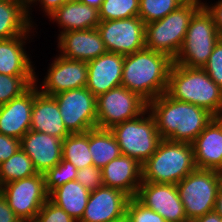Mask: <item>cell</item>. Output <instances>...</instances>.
I'll use <instances>...</instances> for the list:
<instances>
[{
  "instance_id": "f1b7e54d",
  "label": "cell",
  "mask_w": 222,
  "mask_h": 222,
  "mask_svg": "<svg viewBox=\"0 0 222 222\" xmlns=\"http://www.w3.org/2000/svg\"><path fill=\"white\" fill-rule=\"evenodd\" d=\"M37 173L33 161L20 147L14 155L0 164V187L8 182L28 178Z\"/></svg>"
},
{
  "instance_id": "d4e9b609",
  "label": "cell",
  "mask_w": 222,
  "mask_h": 222,
  "mask_svg": "<svg viewBox=\"0 0 222 222\" xmlns=\"http://www.w3.org/2000/svg\"><path fill=\"white\" fill-rule=\"evenodd\" d=\"M39 34L28 18V0H0V39Z\"/></svg>"
},
{
  "instance_id": "7c38bea8",
  "label": "cell",
  "mask_w": 222,
  "mask_h": 222,
  "mask_svg": "<svg viewBox=\"0 0 222 222\" xmlns=\"http://www.w3.org/2000/svg\"><path fill=\"white\" fill-rule=\"evenodd\" d=\"M50 60L45 76L40 78L42 81L39 79V73L36 72L35 84L42 94L54 96L63 91L86 87L87 62L61 57L59 54L53 55Z\"/></svg>"
},
{
  "instance_id": "d6a6232c",
  "label": "cell",
  "mask_w": 222,
  "mask_h": 222,
  "mask_svg": "<svg viewBox=\"0 0 222 222\" xmlns=\"http://www.w3.org/2000/svg\"><path fill=\"white\" fill-rule=\"evenodd\" d=\"M77 171L76 166L63 158L56 166L48 169L44 173L45 188L48 194L59 186L64 185L69 181L76 180Z\"/></svg>"
},
{
  "instance_id": "f546056e",
  "label": "cell",
  "mask_w": 222,
  "mask_h": 222,
  "mask_svg": "<svg viewBox=\"0 0 222 222\" xmlns=\"http://www.w3.org/2000/svg\"><path fill=\"white\" fill-rule=\"evenodd\" d=\"M98 11L100 21L137 17L139 0H103Z\"/></svg>"
},
{
  "instance_id": "f35d334b",
  "label": "cell",
  "mask_w": 222,
  "mask_h": 222,
  "mask_svg": "<svg viewBox=\"0 0 222 222\" xmlns=\"http://www.w3.org/2000/svg\"><path fill=\"white\" fill-rule=\"evenodd\" d=\"M19 148V139L0 133V164L14 155Z\"/></svg>"
},
{
  "instance_id": "5bb4252c",
  "label": "cell",
  "mask_w": 222,
  "mask_h": 222,
  "mask_svg": "<svg viewBox=\"0 0 222 222\" xmlns=\"http://www.w3.org/2000/svg\"><path fill=\"white\" fill-rule=\"evenodd\" d=\"M135 198L145 207L160 214L166 222H190L176 184L142 181Z\"/></svg>"
},
{
  "instance_id": "ee69618b",
  "label": "cell",
  "mask_w": 222,
  "mask_h": 222,
  "mask_svg": "<svg viewBox=\"0 0 222 222\" xmlns=\"http://www.w3.org/2000/svg\"><path fill=\"white\" fill-rule=\"evenodd\" d=\"M79 2H82L88 6L95 7L99 9L101 7V4L103 3V0H77Z\"/></svg>"
},
{
  "instance_id": "4316f807",
  "label": "cell",
  "mask_w": 222,
  "mask_h": 222,
  "mask_svg": "<svg viewBox=\"0 0 222 222\" xmlns=\"http://www.w3.org/2000/svg\"><path fill=\"white\" fill-rule=\"evenodd\" d=\"M89 151L92 155L93 165L101 169L122 155L112 131L97 127L89 130Z\"/></svg>"
},
{
  "instance_id": "603a6c76",
  "label": "cell",
  "mask_w": 222,
  "mask_h": 222,
  "mask_svg": "<svg viewBox=\"0 0 222 222\" xmlns=\"http://www.w3.org/2000/svg\"><path fill=\"white\" fill-rule=\"evenodd\" d=\"M46 19L59 28L56 38L64 32L97 28L100 23L98 9L77 0L65 2Z\"/></svg>"
},
{
  "instance_id": "d590c367",
  "label": "cell",
  "mask_w": 222,
  "mask_h": 222,
  "mask_svg": "<svg viewBox=\"0 0 222 222\" xmlns=\"http://www.w3.org/2000/svg\"><path fill=\"white\" fill-rule=\"evenodd\" d=\"M203 69L222 89V38L216 43L209 60L204 65Z\"/></svg>"
},
{
  "instance_id": "74e56055",
  "label": "cell",
  "mask_w": 222,
  "mask_h": 222,
  "mask_svg": "<svg viewBox=\"0 0 222 222\" xmlns=\"http://www.w3.org/2000/svg\"><path fill=\"white\" fill-rule=\"evenodd\" d=\"M76 181L90 192L102 187L103 178L101 168L92 165L79 169L77 171Z\"/></svg>"
},
{
  "instance_id": "8992f818",
  "label": "cell",
  "mask_w": 222,
  "mask_h": 222,
  "mask_svg": "<svg viewBox=\"0 0 222 222\" xmlns=\"http://www.w3.org/2000/svg\"><path fill=\"white\" fill-rule=\"evenodd\" d=\"M220 38L212 14L202 5L193 14L182 47L173 63L203 68Z\"/></svg>"
},
{
  "instance_id": "2e32d148",
  "label": "cell",
  "mask_w": 222,
  "mask_h": 222,
  "mask_svg": "<svg viewBox=\"0 0 222 222\" xmlns=\"http://www.w3.org/2000/svg\"><path fill=\"white\" fill-rule=\"evenodd\" d=\"M38 35L22 34L10 39H0V74L36 76L37 65L32 60L34 56L29 53V44L32 45L31 42H35L34 38Z\"/></svg>"
},
{
  "instance_id": "9a60e30c",
  "label": "cell",
  "mask_w": 222,
  "mask_h": 222,
  "mask_svg": "<svg viewBox=\"0 0 222 222\" xmlns=\"http://www.w3.org/2000/svg\"><path fill=\"white\" fill-rule=\"evenodd\" d=\"M130 198L119 189L102 186L90 193L79 222H125Z\"/></svg>"
},
{
  "instance_id": "ffe728a7",
  "label": "cell",
  "mask_w": 222,
  "mask_h": 222,
  "mask_svg": "<svg viewBox=\"0 0 222 222\" xmlns=\"http://www.w3.org/2000/svg\"><path fill=\"white\" fill-rule=\"evenodd\" d=\"M34 102V84L20 96L0 105V133L21 138L30 130Z\"/></svg>"
},
{
  "instance_id": "4dcf8cb0",
  "label": "cell",
  "mask_w": 222,
  "mask_h": 222,
  "mask_svg": "<svg viewBox=\"0 0 222 222\" xmlns=\"http://www.w3.org/2000/svg\"><path fill=\"white\" fill-rule=\"evenodd\" d=\"M186 0H139L138 17L145 23L163 19Z\"/></svg>"
},
{
  "instance_id": "d6986e66",
  "label": "cell",
  "mask_w": 222,
  "mask_h": 222,
  "mask_svg": "<svg viewBox=\"0 0 222 222\" xmlns=\"http://www.w3.org/2000/svg\"><path fill=\"white\" fill-rule=\"evenodd\" d=\"M62 141L60 138L29 130L20 140V147L33 161L38 173H45L62 160Z\"/></svg>"
},
{
  "instance_id": "836d02e7",
  "label": "cell",
  "mask_w": 222,
  "mask_h": 222,
  "mask_svg": "<svg viewBox=\"0 0 222 222\" xmlns=\"http://www.w3.org/2000/svg\"><path fill=\"white\" fill-rule=\"evenodd\" d=\"M125 222H166V220L132 197L127 203Z\"/></svg>"
},
{
  "instance_id": "3957f363",
  "label": "cell",
  "mask_w": 222,
  "mask_h": 222,
  "mask_svg": "<svg viewBox=\"0 0 222 222\" xmlns=\"http://www.w3.org/2000/svg\"><path fill=\"white\" fill-rule=\"evenodd\" d=\"M166 94L173 99L203 107L213 115L222 112V89L203 68L173 63Z\"/></svg>"
},
{
  "instance_id": "30bf717a",
  "label": "cell",
  "mask_w": 222,
  "mask_h": 222,
  "mask_svg": "<svg viewBox=\"0 0 222 222\" xmlns=\"http://www.w3.org/2000/svg\"><path fill=\"white\" fill-rule=\"evenodd\" d=\"M0 192L15 215L24 222H33L49 199L43 173L8 182L0 187Z\"/></svg>"
},
{
  "instance_id": "52a82bcc",
  "label": "cell",
  "mask_w": 222,
  "mask_h": 222,
  "mask_svg": "<svg viewBox=\"0 0 222 222\" xmlns=\"http://www.w3.org/2000/svg\"><path fill=\"white\" fill-rule=\"evenodd\" d=\"M110 130L122 155L135 159L141 165L156 151L162 140L148 109L134 119L114 125Z\"/></svg>"
},
{
  "instance_id": "e575fe53",
  "label": "cell",
  "mask_w": 222,
  "mask_h": 222,
  "mask_svg": "<svg viewBox=\"0 0 222 222\" xmlns=\"http://www.w3.org/2000/svg\"><path fill=\"white\" fill-rule=\"evenodd\" d=\"M33 222H77L61 207L48 199L38 212Z\"/></svg>"
},
{
  "instance_id": "44dd1931",
  "label": "cell",
  "mask_w": 222,
  "mask_h": 222,
  "mask_svg": "<svg viewBox=\"0 0 222 222\" xmlns=\"http://www.w3.org/2000/svg\"><path fill=\"white\" fill-rule=\"evenodd\" d=\"M30 130L64 140L71 133L62 120L59 106L52 96L42 94L34 83V102Z\"/></svg>"
},
{
  "instance_id": "484cf974",
  "label": "cell",
  "mask_w": 222,
  "mask_h": 222,
  "mask_svg": "<svg viewBox=\"0 0 222 222\" xmlns=\"http://www.w3.org/2000/svg\"><path fill=\"white\" fill-rule=\"evenodd\" d=\"M90 193L82 184L74 180L54 189L49 194V199L79 222L84 214Z\"/></svg>"
},
{
  "instance_id": "83f0119b",
  "label": "cell",
  "mask_w": 222,
  "mask_h": 222,
  "mask_svg": "<svg viewBox=\"0 0 222 222\" xmlns=\"http://www.w3.org/2000/svg\"><path fill=\"white\" fill-rule=\"evenodd\" d=\"M62 158L71 162L77 170L93 165L89 151V130L70 134L62 141Z\"/></svg>"
},
{
  "instance_id": "ab89813d",
  "label": "cell",
  "mask_w": 222,
  "mask_h": 222,
  "mask_svg": "<svg viewBox=\"0 0 222 222\" xmlns=\"http://www.w3.org/2000/svg\"><path fill=\"white\" fill-rule=\"evenodd\" d=\"M203 5L207 8V10L212 14L214 18V23L217 27V31L222 38V0H217L211 2L212 0H202ZM208 1V2H207Z\"/></svg>"
},
{
  "instance_id": "7a4b0ae2",
  "label": "cell",
  "mask_w": 222,
  "mask_h": 222,
  "mask_svg": "<svg viewBox=\"0 0 222 222\" xmlns=\"http://www.w3.org/2000/svg\"><path fill=\"white\" fill-rule=\"evenodd\" d=\"M172 64L167 54L146 48L125 55L121 85L149 102L166 93Z\"/></svg>"
},
{
  "instance_id": "e0dca14e",
  "label": "cell",
  "mask_w": 222,
  "mask_h": 222,
  "mask_svg": "<svg viewBox=\"0 0 222 222\" xmlns=\"http://www.w3.org/2000/svg\"><path fill=\"white\" fill-rule=\"evenodd\" d=\"M55 42L61 57L89 62L107 52L97 28L61 33Z\"/></svg>"
},
{
  "instance_id": "ba28073f",
  "label": "cell",
  "mask_w": 222,
  "mask_h": 222,
  "mask_svg": "<svg viewBox=\"0 0 222 222\" xmlns=\"http://www.w3.org/2000/svg\"><path fill=\"white\" fill-rule=\"evenodd\" d=\"M221 185L222 172L197 168L176 184L190 222L214 211L217 192Z\"/></svg>"
},
{
  "instance_id": "cb8c5ba5",
  "label": "cell",
  "mask_w": 222,
  "mask_h": 222,
  "mask_svg": "<svg viewBox=\"0 0 222 222\" xmlns=\"http://www.w3.org/2000/svg\"><path fill=\"white\" fill-rule=\"evenodd\" d=\"M191 144L197 169L222 172V127L214 118Z\"/></svg>"
},
{
  "instance_id": "1f68e13d",
  "label": "cell",
  "mask_w": 222,
  "mask_h": 222,
  "mask_svg": "<svg viewBox=\"0 0 222 222\" xmlns=\"http://www.w3.org/2000/svg\"><path fill=\"white\" fill-rule=\"evenodd\" d=\"M36 76H11L0 74V105L10 102L13 98L20 96L32 84Z\"/></svg>"
},
{
  "instance_id": "277c9868",
  "label": "cell",
  "mask_w": 222,
  "mask_h": 222,
  "mask_svg": "<svg viewBox=\"0 0 222 222\" xmlns=\"http://www.w3.org/2000/svg\"><path fill=\"white\" fill-rule=\"evenodd\" d=\"M141 168L142 181L177 184L196 169L192 144L162 139Z\"/></svg>"
},
{
  "instance_id": "6da1fadb",
  "label": "cell",
  "mask_w": 222,
  "mask_h": 222,
  "mask_svg": "<svg viewBox=\"0 0 222 222\" xmlns=\"http://www.w3.org/2000/svg\"><path fill=\"white\" fill-rule=\"evenodd\" d=\"M161 139L192 143L214 115L195 104L176 100L166 93L148 102Z\"/></svg>"
},
{
  "instance_id": "9c48e42d",
  "label": "cell",
  "mask_w": 222,
  "mask_h": 222,
  "mask_svg": "<svg viewBox=\"0 0 222 222\" xmlns=\"http://www.w3.org/2000/svg\"><path fill=\"white\" fill-rule=\"evenodd\" d=\"M148 109V102L122 85L96 97L97 128L111 129L114 125L134 119Z\"/></svg>"
},
{
  "instance_id": "ac0fdd59",
  "label": "cell",
  "mask_w": 222,
  "mask_h": 222,
  "mask_svg": "<svg viewBox=\"0 0 222 222\" xmlns=\"http://www.w3.org/2000/svg\"><path fill=\"white\" fill-rule=\"evenodd\" d=\"M124 57L123 54L106 52L87 62L86 88L95 97L121 85Z\"/></svg>"
},
{
  "instance_id": "f6af8a7d",
  "label": "cell",
  "mask_w": 222,
  "mask_h": 222,
  "mask_svg": "<svg viewBox=\"0 0 222 222\" xmlns=\"http://www.w3.org/2000/svg\"><path fill=\"white\" fill-rule=\"evenodd\" d=\"M214 119L220 124L222 127V112L219 114L214 115Z\"/></svg>"
},
{
  "instance_id": "4fadbf2b",
  "label": "cell",
  "mask_w": 222,
  "mask_h": 222,
  "mask_svg": "<svg viewBox=\"0 0 222 222\" xmlns=\"http://www.w3.org/2000/svg\"><path fill=\"white\" fill-rule=\"evenodd\" d=\"M145 26L137 16L100 21L97 30L107 52L128 55L145 48Z\"/></svg>"
},
{
  "instance_id": "b9f144b4",
  "label": "cell",
  "mask_w": 222,
  "mask_h": 222,
  "mask_svg": "<svg viewBox=\"0 0 222 222\" xmlns=\"http://www.w3.org/2000/svg\"><path fill=\"white\" fill-rule=\"evenodd\" d=\"M220 221H221V216L215 211H212L210 213H206L205 215L192 220L191 222H220Z\"/></svg>"
},
{
  "instance_id": "7bdbcfd3",
  "label": "cell",
  "mask_w": 222,
  "mask_h": 222,
  "mask_svg": "<svg viewBox=\"0 0 222 222\" xmlns=\"http://www.w3.org/2000/svg\"><path fill=\"white\" fill-rule=\"evenodd\" d=\"M214 211L222 217V185L217 192Z\"/></svg>"
},
{
  "instance_id": "5b68a950",
  "label": "cell",
  "mask_w": 222,
  "mask_h": 222,
  "mask_svg": "<svg viewBox=\"0 0 222 222\" xmlns=\"http://www.w3.org/2000/svg\"><path fill=\"white\" fill-rule=\"evenodd\" d=\"M202 5V0H186L163 19L147 23L145 48L167 54L174 60L182 47L193 14Z\"/></svg>"
},
{
  "instance_id": "7402d4cb",
  "label": "cell",
  "mask_w": 222,
  "mask_h": 222,
  "mask_svg": "<svg viewBox=\"0 0 222 222\" xmlns=\"http://www.w3.org/2000/svg\"><path fill=\"white\" fill-rule=\"evenodd\" d=\"M101 171L103 186L119 189L131 198L136 197L142 182V168L135 159L121 155Z\"/></svg>"
},
{
  "instance_id": "8d00e7d4",
  "label": "cell",
  "mask_w": 222,
  "mask_h": 222,
  "mask_svg": "<svg viewBox=\"0 0 222 222\" xmlns=\"http://www.w3.org/2000/svg\"><path fill=\"white\" fill-rule=\"evenodd\" d=\"M67 1L69 0H28V18H29L30 23L34 27L40 29V27H38L39 24L37 25L38 22H36L38 20L34 19L36 16H34L33 15L34 13L32 12L39 10L38 12L41 11V13H38V14L43 13L42 15L47 18ZM36 7H38L39 9ZM34 8L36 10H34Z\"/></svg>"
},
{
  "instance_id": "8fae6325",
  "label": "cell",
  "mask_w": 222,
  "mask_h": 222,
  "mask_svg": "<svg viewBox=\"0 0 222 222\" xmlns=\"http://www.w3.org/2000/svg\"><path fill=\"white\" fill-rule=\"evenodd\" d=\"M52 97L71 134L86 133L97 127L96 97L86 87L63 91Z\"/></svg>"
},
{
  "instance_id": "60d3db41",
  "label": "cell",
  "mask_w": 222,
  "mask_h": 222,
  "mask_svg": "<svg viewBox=\"0 0 222 222\" xmlns=\"http://www.w3.org/2000/svg\"><path fill=\"white\" fill-rule=\"evenodd\" d=\"M0 222H22L9 207L6 198L0 192Z\"/></svg>"
}]
</instances>
